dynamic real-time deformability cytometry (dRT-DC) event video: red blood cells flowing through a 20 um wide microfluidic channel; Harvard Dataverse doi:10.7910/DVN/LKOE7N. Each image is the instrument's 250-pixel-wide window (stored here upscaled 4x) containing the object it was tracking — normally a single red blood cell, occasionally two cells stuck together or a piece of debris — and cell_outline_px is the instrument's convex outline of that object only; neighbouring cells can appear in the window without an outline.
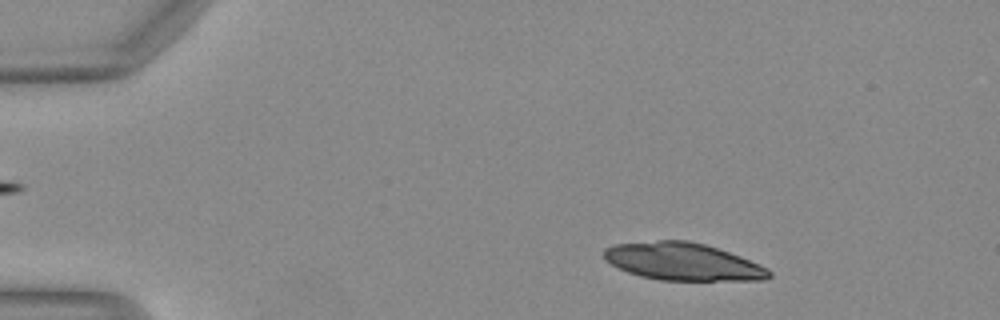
{"species": "Egyptian fruit bat (a non-hibernating species)", "species_latin": "Rousettus aegyptiacus", "temperature_condition": "warm", "stored_images_in_passage": 17, "camera_frame_rate_fps": 3000, "um_per_image_px": 0.085, "animal": {"sex": "female"}, "frame": {"image": 1, "passage_image": 6, "time_ms": 1.667, "image_size_px": [1000, 320], "cell_outline_px": [[772, 276], [764, 280], [660, 280], [640, 276], [628, 272], [604, 260], [604, 248], [612, 244], [660, 240], [688, 240], [704, 244], [740, 256], [760, 264], [768, 268], [772, 272]], "centroid_in_image_um": [58.04, 22.23], "position_along_channel_um": 27.0, "area_um2": 36.07}}